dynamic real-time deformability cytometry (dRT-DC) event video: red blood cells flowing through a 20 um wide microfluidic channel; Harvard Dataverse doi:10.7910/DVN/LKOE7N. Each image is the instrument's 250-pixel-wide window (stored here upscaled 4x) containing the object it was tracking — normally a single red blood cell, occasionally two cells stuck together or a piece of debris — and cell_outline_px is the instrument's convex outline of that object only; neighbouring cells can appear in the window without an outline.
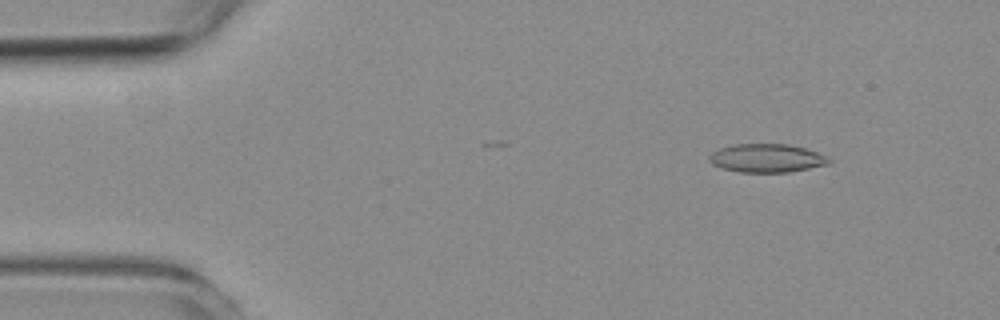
{"species": "common noctule bat (a hibernating species)", "species_latin": "Nyctalus noctula", "temperature_condition": "room temperature", "stored_images_in_passage": 11, "camera_frame_rate_fps": 3000, "um_per_image_px": 0.085, "animal": {"sex": "female", "body_mass_g": 19.3, "forearm_length_mm": 54.1}, "frame": {"image": 1, "passage_image": 7, "time_ms": 2.0, "image_size_px": [1000, 320], "cell_outline_px": [[832, 160], [828, 164], [788, 172], [740, 172], [724, 168], [712, 164], [708, 160], [708, 156], [712, 152], [720, 148], [736, 144], [788, 144], [804, 148], [816, 152]], "centroid_in_image_um": [65.14, 13.44], "position_along_channel_um": 19.9, "area_um2": 19.59}}